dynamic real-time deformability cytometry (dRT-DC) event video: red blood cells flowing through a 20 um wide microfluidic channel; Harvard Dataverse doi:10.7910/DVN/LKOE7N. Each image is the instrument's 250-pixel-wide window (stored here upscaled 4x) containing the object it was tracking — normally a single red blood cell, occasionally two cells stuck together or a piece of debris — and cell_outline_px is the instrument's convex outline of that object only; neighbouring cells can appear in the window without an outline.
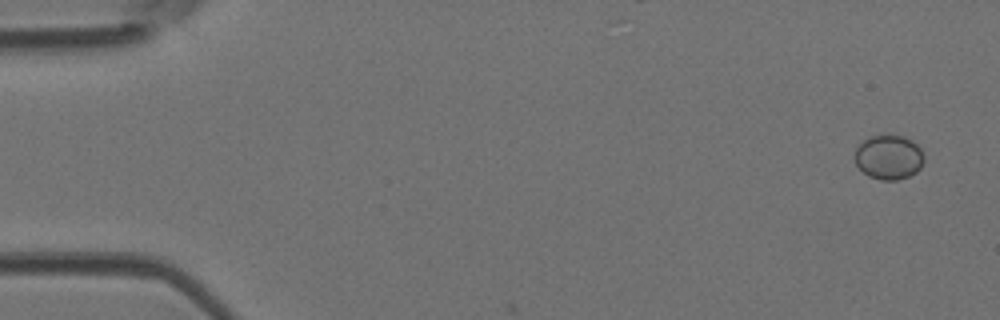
{"species": "Egyptian fruit bat (a non-hibernating species)", "species_latin": "Rousettus aegyptiacus", "temperature_condition": "room temperature", "stored_images_in_passage": 4, "camera_frame_rate_fps": 3000, "um_per_image_px": 0.085, "animal": {"sex": "female"}, "frame": {"image": 1, "passage_image": 1, "time_ms": 0.0, "image_size_px": [1000, 320], "cell_outline_px": [[924, 160], [920, 168], [916, 172], [908, 176], [896, 180], [880, 180], [868, 176], [856, 164], [856, 148], [864, 140], [872, 136], [888, 132], [904, 136], [912, 140], [920, 148], [924, 156]], "centroid_in_image_um": [75.56, 13.32], "position_along_channel_um": 9.4, "area_um2": 18.15}}
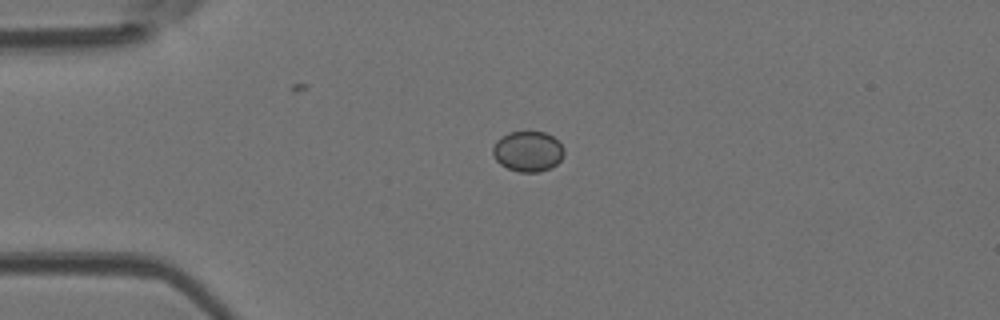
{"frame": {"image": 2, "passage_image": 4, "time_ms": 1.0, "image_size_px": [1000, 320], "cell_outline_px": [[564, 156], [552, 168], [540, 172], [520, 172], [508, 168], [500, 164], [496, 160], [492, 152], [492, 148], [496, 140], [500, 136], [508, 132], [544, 132], [552, 136], [564, 148]], "centroid_in_image_um": [44.86, 12.87], "position_along_channel_um": 40.1, "area_um2": 16.88}}